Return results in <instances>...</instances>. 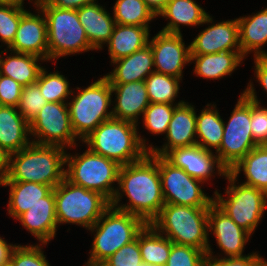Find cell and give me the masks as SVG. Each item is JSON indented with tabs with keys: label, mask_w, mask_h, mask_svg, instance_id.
Here are the masks:
<instances>
[{
	"label": "cell",
	"mask_w": 267,
	"mask_h": 266,
	"mask_svg": "<svg viewBox=\"0 0 267 266\" xmlns=\"http://www.w3.org/2000/svg\"><path fill=\"white\" fill-rule=\"evenodd\" d=\"M117 185L110 205L142 218L147 224L159 215L165 204L158 169V155L148 152L139 161L121 165ZM122 193L129 198V204H118L122 199Z\"/></svg>",
	"instance_id": "cell-1"
},
{
	"label": "cell",
	"mask_w": 267,
	"mask_h": 266,
	"mask_svg": "<svg viewBox=\"0 0 267 266\" xmlns=\"http://www.w3.org/2000/svg\"><path fill=\"white\" fill-rule=\"evenodd\" d=\"M64 148L30 143L3 162L0 181L35 182L53 189L65 178Z\"/></svg>",
	"instance_id": "cell-2"
},
{
	"label": "cell",
	"mask_w": 267,
	"mask_h": 266,
	"mask_svg": "<svg viewBox=\"0 0 267 266\" xmlns=\"http://www.w3.org/2000/svg\"><path fill=\"white\" fill-rule=\"evenodd\" d=\"M138 125L111 118L101 123L82 142L98 155L126 165L141 160L148 153L145 138L138 134Z\"/></svg>",
	"instance_id": "cell-3"
},
{
	"label": "cell",
	"mask_w": 267,
	"mask_h": 266,
	"mask_svg": "<svg viewBox=\"0 0 267 266\" xmlns=\"http://www.w3.org/2000/svg\"><path fill=\"white\" fill-rule=\"evenodd\" d=\"M209 207H191L165 203L150 223L173 243L196 249L211 250L208 231Z\"/></svg>",
	"instance_id": "cell-4"
},
{
	"label": "cell",
	"mask_w": 267,
	"mask_h": 266,
	"mask_svg": "<svg viewBox=\"0 0 267 266\" xmlns=\"http://www.w3.org/2000/svg\"><path fill=\"white\" fill-rule=\"evenodd\" d=\"M147 223L140 217L109 206L89 229L95 231L85 266H100L125 244L135 240Z\"/></svg>",
	"instance_id": "cell-5"
},
{
	"label": "cell",
	"mask_w": 267,
	"mask_h": 266,
	"mask_svg": "<svg viewBox=\"0 0 267 266\" xmlns=\"http://www.w3.org/2000/svg\"><path fill=\"white\" fill-rule=\"evenodd\" d=\"M35 7L42 10L47 22L48 61L95 50L78 19L77 10L57 8L46 0L38 2Z\"/></svg>",
	"instance_id": "cell-6"
},
{
	"label": "cell",
	"mask_w": 267,
	"mask_h": 266,
	"mask_svg": "<svg viewBox=\"0 0 267 266\" xmlns=\"http://www.w3.org/2000/svg\"><path fill=\"white\" fill-rule=\"evenodd\" d=\"M53 190L58 225L72 223L89 230L110 206L101 193L75 185L66 178Z\"/></svg>",
	"instance_id": "cell-7"
},
{
	"label": "cell",
	"mask_w": 267,
	"mask_h": 266,
	"mask_svg": "<svg viewBox=\"0 0 267 266\" xmlns=\"http://www.w3.org/2000/svg\"><path fill=\"white\" fill-rule=\"evenodd\" d=\"M77 89L79 91L72 96L68 107L72 130L78 140L82 141L101 123L113 118L112 110L108 109L113 95L110 82L105 76L87 88Z\"/></svg>",
	"instance_id": "cell-8"
},
{
	"label": "cell",
	"mask_w": 267,
	"mask_h": 266,
	"mask_svg": "<svg viewBox=\"0 0 267 266\" xmlns=\"http://www.w3.org/2000/svg\"><path fill=\"white\" fill-rule=\"evenodd\" d=\"M65 178L85 189L94 190L105 196L110 202L114 198L116 188L112 184L118 183L120 166L116 161L102 155L85 150L83 154L75 156L66 153Z\"/></svg>",
	"instance_id": "cell-9"
},
{
	"label": "cell",
	"mask_w": 267,
	"mask_h": 266,
	"mask_svg": "<svg viewBox=\"0 0 267 266\" xmlns=\"http://www.w3.org/2000/svg\"><path fill=\"white\" fill-rule=\"evenodd\" d=\"M225 179L230 184L225 192L228 197L225 199L215 190L213 203L252 235L267 209V194L243 182L236 185V178L229 172L225 174Z\"/></svg>",
	"instance_id": "cell-10"
},
{
	"label": "cell",
	"mask_w": 267,
	"mask_h": 266,
	"mask_svg": "<svg viewBox=\"0 0 267 266\" xmlns=\"http://www.w3.org/2000/svg\"><path fill=\"white\" fill-rule=\"evenodd\" d=\"M220 148L215 152L227 172L249 151L258 146L251 131V100L241 93L229 121L225 124Z\"/></svg>",
	"instance_id": "cell-11"
},
{
	"label": "cell",
	"mask_w": 267,
	"mask_h": 266,
	"mask_svg": "<svg viewBox=\"0 0 267 266\" xmlns=\"http://www.w3.org/2000/svg\"><path fill=\"white\" fill-rule=\"evenodd\" d=\"M32 143L49 146H59L64 149L77 145L76 136L70 122V112L67 103L47 102L41 111L29 123ZM37 138V139H36Z\"/></svg>",
	"instance_id": "cell-12"
},
{
	"label": "cell",
	"mask_w": 267,
	"mask_h": 266,
	"mask_svg": "<svg viewBox=\"0 0 267 266\" xmlns=\"http://www.w3.org/2000/svg\"><path fill=\"white\" fill-rule=\"evenodd\" d=\"M158 169L165 203L191 207H210L213 204L214 198L201 189L203 181L188 175L164 156L158 155Z\"/></svg>",
	"instance_id": "cell-13"
},
{
	"label": "cell",
	"mask_w": 267,
	"mask_h": 266,
	"mask_svg": "<svg viewBox=\"0 0 267 266\" xmlns=\"http://www.w3.org/2000/svg\"><path fill=\"white\" fill-rule=\"evenodd\" d=\"M150 40L155 71L182 80L184 66L191 63L190 45L185 47L182 34L159 31Z\"/></svg>",
	"instance_id": "cell-14"
},
{
	"label": "cell",
	"mask_w": 267,
	"mask_h": 266,
	"mask_svg": "<svg viewBox=\"0 0 267 266\" xmlns=\"http://www.w3.org/2000/svg\"><path fill=\"white\" fill-rule=\"evenodd\" d=\"M33 14L26 11L18 25L12 44L8 50L38 56L48 61L47 22L44 13L39 8Z\"/></svg>",
	"instance_id": "cell-15"
},
{
	"label": "cell",
	"mask_w": 267,
	"mask_h": 266,
	"mask_svg": "<svg viewBox=\"0 0 267 266\" xmlns=\"http://www.w3.org/2000/svg\"><path fill=\"white\" fill-rule=\"evenodd\" d=\"M166 139V144L164 143L161 148H155L152 144L148 146V152L165 156L172 149L196 145V112L193 105L184 101L174 108Z\"/></svg>",
	"instance_id": "cell-16"
},
{
	"label": "cell",
	"mask_w": 267,
	"mask_h": 266,
	"mask_svg": "<svg viewBox=\"0 0 267 266\" xmlns=\"http://www.w3.org/2000/svg\"><path fill=\"white\" fill-rule=\"evenodd\" d=\"M164 157L174 166L182 168L188 175L203 182H207L215 170L219 176H225L227 173L214 152L207 151L199 145L172 149Z\"/></svg>",
	"instance_id": "cell-17"
},
{
	"label": "cell",
	"mask_w": 267,
	"mask_h": 266,
	"mask_svg": "<svg viewBox=\"0 0 267 266\" xmlns=\"http://www.w3.org/2000/svg\"><path fill=\"white\" fill-rule=\"evenodd\" d=\"M208 231L215 235L217 245L226 257H243L245 244L251 234L238 226L214 203L209 207Z\"/></svg>",
	"instance_id": "cell-18"
},
{
	"label": "cell",
	"mask_w": 267,
	"mask_h": 266,
	"mask_svg": "<svg viewBox=\"0 0 267 266\" xmlns=\"http://www.w3.org/2000/svg\"><path fill=\"white\" fill-rule=\"evenodd\" d=\"M224 51H241L237 19L208 25L190 43V55H204Z\"/></svg>",
	"instance_id": "cell-19"
},
{
	"label": "cell",
	"mask_w": 267,
	"mask_h": 266,
	"mask_svg": "<svg viewBox=\"0 0 267 266\" xmlns=\"http://www.w3.org/2000/svg\"><path fill=\"white\" fill-rule=\"evenodd\" d=\"M17 220L41 244L46 245L51 241L55 237L58 227L54 190L52 189L42 198V201L30 207Z\"/></svg>",
	"instance_id": "cell-20"
},
{
	"label": "cell",
	"mask_w": 267,
	"mask_h": 266,
	"mask_svg": "<svg viewBox=\"0 0 267 266\" xmlns=\"http://www.w3.org/2000/svg\"><path fill=\"white\" fill-rule=\"evenodd\" d=\"M110 85L116 97L112 108L113 118L138 125V116L143 115L150 104L145 81Z\"/></svg>",
	"instance_id": "cell-21"
},
{
	"label": "cell",
	"mask_w": 267,
	"mask_h": 266,
	"mask_svg": "<svg viewBox=\"0 0 267 266\" xmlns=\"http://www.w3.org/2000/svg\"><path fill=\"white\" fill-rule=\"evenodd\" d=\"M29 136V122L17 107L0 105V157L5 160L27 147L31 143Z\"/></svg>",
	"instance_id": "cell-22"
},
{
	"label": "cell",
	"mask_w": 267,
	"mask_h": 266,
	"mask_svg": "<svg viewBox=\"0 0 267 266\" xmlns=\"http://www.w3.org/2000/svg\"><path fill=\"white\" fill-rule=\"evenodd\" d=\"M112 63L116 65V67L113 71L104 75L109 80L110 84L145 81L147 76L155 71L150 44Z\"/></svg>",
	"instance_id": "cell-23"
},
{
	"label": "cell",
	"mask_w": 267,
	"mask_h": 266,
	"mask_svg": "<svg viewBox=\"0 0 267 266\" xmlns=\"http://www.w3.org/2000/svg\"><path fill=\"white\" fill-rule=\"evenodd\" d=\"M169 18L170 22L163 27L162 32L181 34L180 24L185 26H200L213 22V18L194 0H166L157 17Z\"/></svg>",
	"instance_id": "cell-24"
},
{
	"label": "cell",
	"mask_w": 267,
	"mask_h": 266,
	"mask_svg": "<svg viewBox=\"0 0 267 266\" xmlns=\"http://www.w3.org/2000/svg\"><path fill=\"white\" fill-rule=\"evenodd\" d=\"M77 15L90 45L95 50L102 49L112 35L116 24L114 18L97 2L77 9Z\"/></svg>",
	"instance_id": "cell-25"
},
{
	"label": "cell",
	"mask_w": 267,
	"mask_h": 266,
	"mask_svg": "<svg viewBox=\"0 0 267 266\" xmlns=\"http://www.w3.org/2000/svg\"><path fill=\"white\" fill-rule=\"evenodd\" d=\"M239 25V44L242 55L254 52V57H267L262 46L267 43V8L247 17L237 18Z\"/></svg>",
	"instance_id": "cell-26"
},
{
	"label": "cell",
	"mask_w": 267,
	"mask_h": 266,
	"mask_svg": "<svg viewBox=\"0 0 267 266\" xmlns=\"http://www.w3.org/2000/svg\"><path fill=\"white\" fill-rule=\"evenodd\" d=\"M149 27L115 24L106 45L111 62L129 56L149 44Z\"/></svg>",
	"instance_id": "cell-27"
},
{
	"label": "cell",
	"mask_w": 267,
	"mask_h": 266,
	"mask_svg": "<svg viewBox=\"0 0 267 266\" xmlns=\"http://www.w3.org/2000/svg\"><path fill=\"white\" fill-rule=\"evenodd\" d=\"M245 57L241 51H224L204 55H190L195 61L194 73L203 79H220L231 75Z\"/></svg>",
	"instance_id": "cell-28"
},
{
	"label": "cell",
	"mask_w": 267,
	"mask_h": 266,
	"mask_svg": "<svg viewBox=\"0 0 267 266\" xmlns=\"http://www.w3.org/2000/svg\"><path fill=\"white\" fill-rule=\"evenodd\" d=\"M0 185L10 187L7 211L16 220L53 189L35 182L0 181Z\"/></svg>",
	"instance_id": "cell-29"
},
{
	"label": "cell",
	"mask_w": 267,
	"mask_h": 266,
	"mask_svg": "<svg viewBox=\"0 0 267 266\" xmlns=\"http://www.w3.org/2000/svg\"><path fill=\"white\" fill-rule=\"evenodd\" d=\"M241 171L246 176L243 184L267 194V145L254 147L229 170V173L237 179Z\"/></svg>",
	"instance_id": "cell-30"
},
{
	"label": "cell",
	"mask_w": 267,
	"mask_h": 266,
	"mask_svg": "<svg viewBox=\"0 0 267 266\" xmlns=\"http://www.w3.org/2000/svg\"><path fill=\"white\" fill-rule=\"evenodd\" d=\"M10 54L11 56H0V74L11 77L23 87L35 83L43 68V66L38 65V61L44 59L14 51H11Z\"/></svg>",
	"instance_id": "cell-31"
},
{
	"label": "cell",
	"mask_w": 267,
	"mask_h": 266,
	"mask_svg": "<svg viewBox=\"0 0 267 266\" xmlns=\"http://www.w3.org/2000/svg\"><path fill=\"white\" fill-rule=\"evenodd\" d=\"M206 107L196 114V145L207 151H212L211 148L217 151L223 139L224 121L214 104Z\"/></svg>",
	"instance_id": "cell-32"
},
{
	"label": "cell",
	"mask_w": 267,
	"mask_h": 266,
	"mask_svg": "<svg viewBox=\"0 0 267 266\" xmlns=\"http://www.w3.org/2000/svg\"><path fill=\"white\" fill-rule=\"evenodd\" d=\"M173 242L160 234L151 224L139 233V247L142 263L154 266L167 264Z\"/></svg>",
	"instance_id": "cell-33"
},
{
	"label": "cell",
	"mask_w": 267,
	"mask_h": 266,
	"mask_svg": "<svg viewBox=\"0 0 267 266\" xmlns=\"http://www.w3.org/2000/svg\"><path fill=\"white\" fill-rule=\"evenodd\" d=\"M112 9L116 24L149 27V21L157 17L145 0H116Z\"/></svg>",
	"instance_id": "cell-34"
},
{
	"label": "cell",
	"mask_w": 267,
	"mask_h": 266,
	"mask_svg": "<svg viewBox=\"0 0 267 266\" xmlns=\"http://www.w3.org/2000/svg\"><path fill=\"white\" fill-rule=\"evenodd\" d=\"M180 78L153 71L145 79L150 103L173 104L178 96Z\"/></svg>",
	"instance_id": "cell-35"
},
{
	"label": "cell",
	"mask_w": 267,
	"mask_h": 266,
	"mask_svg": "<svg viewBox=\"0 0 267 266\" xmlns=\"http://www.w3.org/2000/svg\"><path fill=\"white\" fill-rule=\"evenodd\" d=\"M35 83L47 102L66 103V98L75 94L69 89L67 78L60 74L59 71L48 73L46 68H42Z\"/></svg>",
	"instance_id": "cell-36"
},
{
	"label": "cell",
	"mask_w": 267,
	"mask_h": 266,
	"mask_svg": "<svg viewBox=\"0 0 267 266\" xmlns=\"http://www.w3.org/2000/svg\"><path fill=\"white\" fill-rule=\"evenodd\" d=\"M24 1L0 3V41L7 45L12 44L21 16L27 11Z\"/></svg>",
	"instance_id": "cell-37"
},
{
	"label": "cell",
	"mask_w": 267,
	"mask_h": 266,
	"mask_svg": "<svg viewBox=\"0 0 267 266\" xmlns=\"http://www.w3.org/2000/svg\"><path fill=\"white\" fill-rule=\"evenodd\" d=\"M181 100L176 105L166 103H150L143 114L145 129L152 134L167 133L169 122L172 119L174 108L182 104Z\"/></svg>",
	"instance_id": "cell-38"
},
{
	"label": "cell",
	"mask_w": 267,
	"mask_h": 266,
	"mask_svg": "<svg viewBox=\"0 0 267 266\" xmlns=\"http://www.w3.org/2000/svg\"><path fill=\"white\" fill-rule=\"evenodd\" d=\"M251 100V131L253 139L258 146L267 145V108L262 107L257 98L252 82L243 91Z\"/></svg>",
	"instance_id": "cell-39"
},
{
	"label": "cell",
	"mask_w": 267,
	"mask_h": 266,
	"mask_svg": "<svg viewBox=\"0 0 267 266\" xmlns=\"http://www.w3.org/2000/svg\"><path fill=\"white\" fill-rule=\"evenodd\" d=\"M46 103L47 100L41 94L38 85L33 83L23 87L17 109L30 123Z\"/></svg>",
	"instance_id": "cell-40"
},
{
	"label": "cell",
	"mask_w": 267,
	"mask_h": 266,
	"mask_svg": "<svg viewBox=\"0 0 267 266\" xmlns=\"http://www.w3.org/2000/svg\"><path fill=\"white\" fill-rule=\"evenodd\" d=\"M206 259L203 250L173 243L165 266H205Z\"/></svg>",
	"instance_id": "cell-41"
},
{
	"label": "cell",
	"mask_w": 267,
	"mask_h": 266,
	"mask_svg": "<svg viewBox=\"0 0 267 266\" xmlns=\"http://www.w3.org/2000/svg\"><path fill=\"white\" fill-rule=\"evenodd\" d=\"M41 245H17L12 251L10 262L13 266H50Z\"/></svg>",
	"instance_id": "cell-42"
},
{
	"label": "cell",
	"mask_w": 267,
	"mask_h": 266,
	"mask_svg": "<svg viewBox=\"0 0 267 266\" xmlns=\"http://www.w3.org/2000/svg\"><path fill=\"white\" fill-rule=\"evenodd\" d=\"M142 264L141 252L139 247V234L137 238L121 249L116 251L100 266H140Z\"/></svg>",
	"instance_id": "cell-43"
},
{
	"label": "cell",
	"mask_w": 267,
	"mask_h": 266,
	"mask_svg": "<svg viewBox=\"0 0 267 266\" xmlns=\"http://www.w3.org/2000/svg\"><path fill=\"white\" fill-rule=\"evenodd\" d=\"M207 259L205 266H267V260L265 261L258 253L254 252L243 257L234 258H217L213 256V251L207 250Z\"/></svg>",
	"instance_id": "cell-44"
},
{
	"label": "cell",
	"mask_w": 267,
	"mask_h": 266,
	"mask_svg": "<svg viewBox=\"0 0 267 266\" xmlns=\"http://www.w3.org/2000/svg\"><path fill=\"white\" fill-rule=\"evenodd\" d=\"M23 86L11 77L0 74V105L17 107Z\"/></svg>",
	"instance_id": "cell-45"
},
{
	"label": "cell",
	"mask_w": 267,
	"mask_h": 266,
	"mask_svg": "<svg viewBox=\"0 0 267 266\" xmlns=\"http://www.w3.org/2000/svg\"><path fill=\"white\" fill-rule=\"evenodd\" d=\"M254 64L257 82H260L267 93V57H255Z\"/></svg>",
	"instance_id": "cell-46"
},
{
	"label": "cell",
	"mask_w": 267,
	"mask_h": 266,
	"mask_svg": "<svg viewBox=\"0 0 267 266\" xmlns=\"http://www.w3.org/2000/svg\"><path fill=\"white\" fill-rule=\"evenodd\" d=\"M51 6L61 9L77 10L84 5L95 3L97 0H46Z\"/></svg>",
	"instance_id": "cell-47"
},
{
	"label": "cell",
	"mask_w": 267,
	"mask_h": 266,
	"mask_svg": "<svg viewBox=\"0 0 267 266\" xmlns=\"http://www.w3.org/2000/svg\"><path fill=\"white\" fill-rule=\"evenodd\" d=\"M17 245L8 244L3 238L0 237V265L10 261L13 249Z\"/></svg>",
	"instance_id": "cell-48"
},
{
	"label": "cell",
	"mask_w": 267,
	"mask_h": 266,
	"mask_svg": "<svg viewBox=\"0 0 267 266\" xmlns=\"http://www.w3.org/2000/svg\"><path fill=\"white\" fill-rule=\"evenodd\" d=\"M146 3L158 13L164 6L166 0H145Z\"/></svg>",
	"instance_id": "cell-49"
},
{
	"label": "cell",
	"mask_w": 267,
	"mask_h": 266,
	"mask_svg": "<svg viewBox=\"0 0 267 266\" xmlns=\"http://www.w3.org/2000/svg\"><path fill=\"white\" fill-rule=\"evenodd\" d=\"M3 162L4 160L0 157V179L3 176Z\"/></svg>",
	"instance_id": "cell-50"
},
{
	"label": "cell",
	"mask_w": 267,
	"mask_h": 266,
	"mask_svg": "<svg viewBox=\"0 0 267 266\" xmlns=\"http://www.w3.org/2000/svg\"><path fill=\"white\" fill-rule=\"evenodd\" d=\"M24 0H0V3H9V2H21Z\"/></svg>",
	"instance_id": "cell-51"
},
{
	"label": "cell",
	"mask_w": 267,
	"mask_h": 266,
	"mask_svg": "<svg viewBox=\"0 0 267 266\" xmlns=\"http://www.w3.org/2000/svg\"><path fill=\"white\" fill-rule=\"evenodd\" d=\"M0 266H13L12 263L10 261L4 263L3 265H0Z\"/></svg>",
	"instance_id": "cell-52"
},
{
	"label": "cell",
	"mask_w": 267,
	"mask_h": 266,
	"mask_svg": "<svg viewBox=\"0 0 267 266\" xmlns=\"http://www.w3.org/2000/svg\"><path fill=\"white\" fill-rule=\"evenodd\" d=\"M140 266H154V265H149V264H146V263H142Z\"/></svg>",
	"instance_id": "cell-53"
},
{
	"label": "cell",
	"mask_w": 267,
	"mask_h": 266,
	"mask_svg": "<svg viewBox=\"0 0 267 266\" xmlns=\"http://www.w3.org/2000/svg\"><path fill=\"white\" fill-rule=\"evenodd\" d=\"M40 1H44V0H35L34 1V5H36L38 2H40Z\"/></svg>",
	"instance_id": "cell-54"
}]
</instances>
